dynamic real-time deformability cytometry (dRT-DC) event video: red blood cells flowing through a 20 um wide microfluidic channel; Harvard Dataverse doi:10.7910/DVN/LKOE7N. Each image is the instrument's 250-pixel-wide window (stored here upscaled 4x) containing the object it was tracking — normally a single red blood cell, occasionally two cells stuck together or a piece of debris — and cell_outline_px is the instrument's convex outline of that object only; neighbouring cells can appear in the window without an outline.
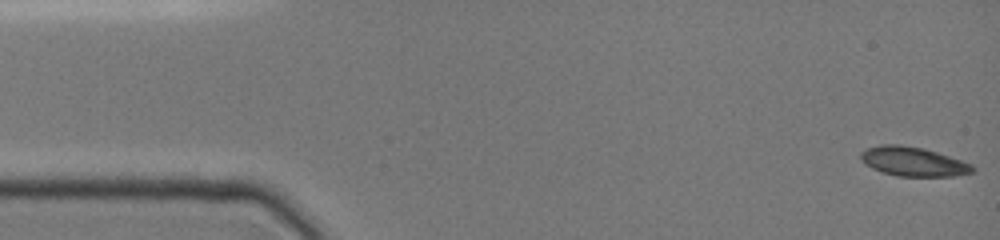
{"species": "common noctule bat (a hibernating species)", "species_latin": "Nyctalus noctula", "temperature_condition": "cold", "stored_images_in_passage": 34, "camera_frame_rate_fps": 3000, "um_per_image_px": 0.085, "animal": {"sex": "female", "body_mass_g": 19.0, "forearm_length_mm": 51.5}, "frame": {"image": 1, "passage_image": 1, "time_ms": 0.0, "image_size_px": [1000, 240], "cell_outline_px": [[976, 168], [972, 172], [952, 176], [900, 176], [884, 172], [872, 168], [860, 156], [860, 152], [864, 148], [880, 144], [900, 144], [924, 148], [972, 164]], "centroid_in_image_um": [77.61, 13.71], "position_along_channel_um": 7.4, "area_um2": 18.84}}
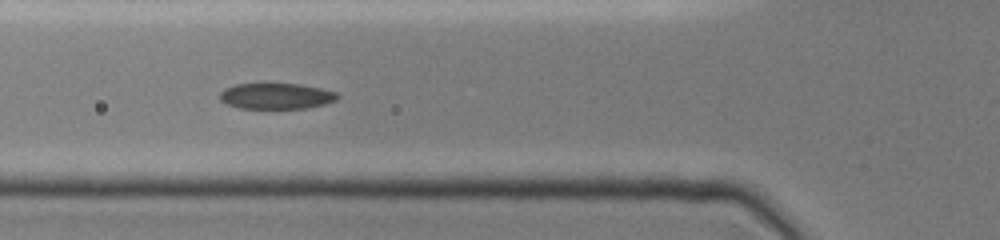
{"frame": {"image": 2, "passage_image": 17, "time_ms": 5.333, "image_size_px": [1000, 240], "cell_outline_px": [[340, 96], [336, 100], [324, 104], [308, 108], [240, 108], [228, 104], [220, 100], [220, 92], [224, 88], [236, 84], [264, 80], [300, 84], [320, 88], [336, 92]], "centroid_in_image_um": [23.44, 8.11], "position_along_channel_um": 102.4, "area_um2": 18.55}}
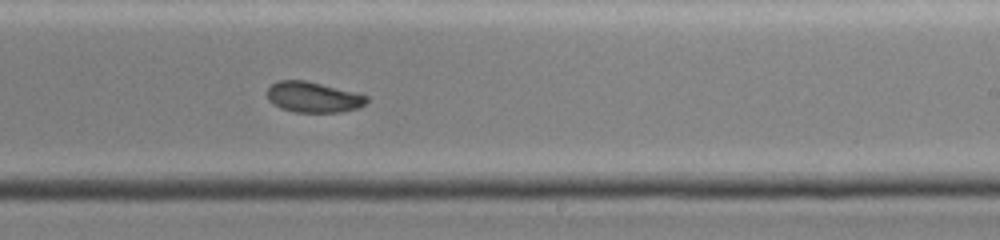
{"frame": {"image": 3, "passage_image": 34, "time_ms": 9.333, "image_size_px": [1000, 240], "cell_outline_px": [[368, 100], [360, 108], [340, 112], [296, 112], [280, 108], [272, 104], [268, 100], [268, 88], [272, 84], [280, 80], [304, 80], [368, 96]], "centroid_in_image_um": [26.6, 8.27], "position_along_channel_um": 262.4, "area_um2": 17.51}}